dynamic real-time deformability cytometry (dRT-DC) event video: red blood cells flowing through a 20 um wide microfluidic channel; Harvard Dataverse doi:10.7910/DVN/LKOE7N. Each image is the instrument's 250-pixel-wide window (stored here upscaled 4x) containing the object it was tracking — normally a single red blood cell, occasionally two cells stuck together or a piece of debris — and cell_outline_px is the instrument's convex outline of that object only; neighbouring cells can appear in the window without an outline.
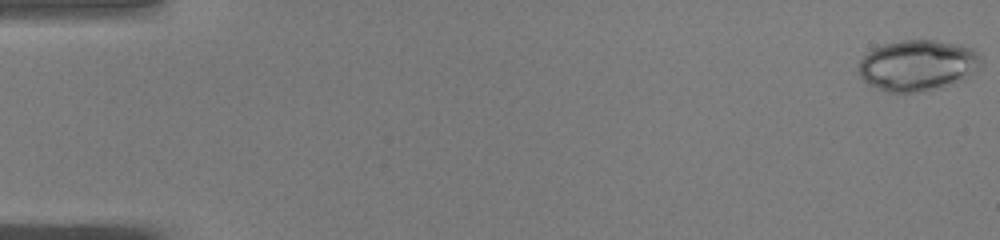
{"species": "common noctule bat (a hibernating species)", "species_latin": "Nyctalus noctula", "temperature_condition": "warm", "stored_images_in_passage": 50, "camera_frame_rate_fps": 3000, "um_per_image_px": 0.085, "animal": {"sex": "male", "body_mass_g": 19.0, "forearm_length_mm": 50.8}, "frame": {"image": 1, "passage_image": 1, "time_ms": 0.0, "image_size_px": [1000, 240], "cell_outline_px": [[984, 64], [980, 68], [940, 88], [916, 92], [888, 92], [868, 84], [860, 76], [860, 60], [868, 52], [884, 44], [900, 40], [932, 40], [960, 44], [972, 48], [984, 60]], "centroid_in_image_um": [78.01, 5.54], "position_along_channel_um": 7.0, "area_um2": 35.95}}
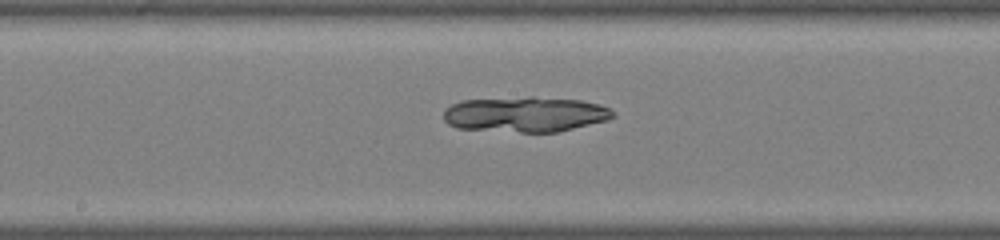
{"frame": {"image": 2, "passage_image": 27, "time_ms": 8.667, "image_size_px": [1000, 240], "cell_outline_px": [[616, 116], [608, 120], [556, 132], [520, 132], [456, 128], [448, 124], [444, 120], [444, 108], [460, 100], [528, 96], [532, 96], [580, 100], [600, 104], [616, 112]], "centroid_in_image_um": [44.64, 9.7], "position_along_channel_um": 203.6, "area_um2": 35.26}}
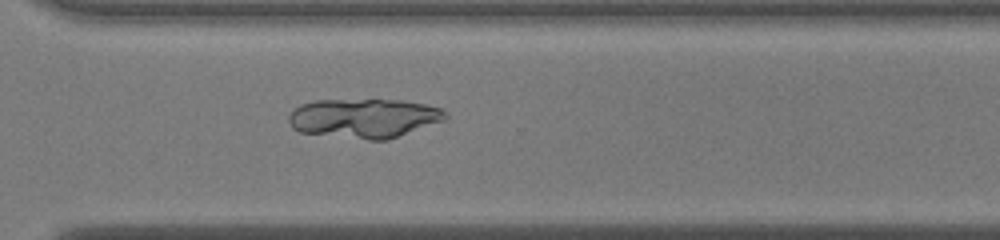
{"frame": {"image": 3, "passage_image": 37, "time_ms": 12.0, "image_size_px": [1000, 240], "cell_outline_px": [[448, 116], [444, 120], [388, 140], [368, 140], [300, 132], [292, 128], [288, 120], [288, 116], [300, 104], [316, 100], [400, 100], [424, 104], [440, 108]], "centroid_in_image_um": [30.92, 10.05], "position_along_channel_um": 339.7, "area_um2": 35.72}}